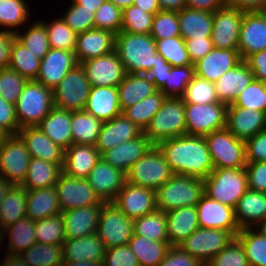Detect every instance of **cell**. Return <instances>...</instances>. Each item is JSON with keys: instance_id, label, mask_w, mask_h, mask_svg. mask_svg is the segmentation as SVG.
Returning <instances> with one entry per match:
<instances>
[{"instance_id": "cell-1", "label": "cell", "mask_w": 266, "mask_h": 266, "mask_svg": "<svg viewBox=\"0 0 266 266\" xmlns=\"http://www.w3.org/2000/svg\"><path fill=\"white\" fill-rule=\"evenodd\" d=\"M173 174L205 179L214 170L207 143L202 136L182 135L156 145Z\"/></svg>"}, {"instance_id": "cell-2", "label": "cell", "mask_w": 266, "mask_h": 266, "mask_svg": "<svg viewBox=\"0 0 266 266\" xmlns=\"http://www.w3.org/2000/svg\"><path fill=\"white\" fill-rule=\"evenodd\" d=\"M115 51L127 73L147 74L157 63L156 41L150 34L121 31L115 36Z\"/></svg>"}, {"instance_id": "cell-3", "label": "cell", "mask_w": 266, "mask_h": 266, "mask_svg": "<svg viewBox=\"0 0 266 266\" xmlns=\"http://www.w3.org/2000/svg\"><path fill=\"white\" fill-rule=\"evenodd\" d=\"M155 192L157 209L163 212L196 206L204 195V180L194 176L173 174Z\"/></svg>"}, {"instance_id": "cell-4", "label": "cell", "mask_w": 266, "mask_h": 266, "mask_svg": "<svg viewBox=\"0 0 266 266\" xmlns=\"http://www.w3.org/2000/svg\"><path fill=\"white\" fill-rule=\"evenodd\" d=\"M14 105L20 129L38 126L54 108L53 90L28 80Z\"/></svg>"}, {"instance_id": "cell-5", "label": "cell", "mask_w": 266, "mask_h": 266, "mask_svg": "<svg viewBox=\"0 0 266 266\" xmlns=\"http://www.w3.org/2000/svg\"><path fill=\"white\" fill-rule=\"evenodd\" d=\"M153 145L186 135L185 103L182 98L166 97L144 131Z\"/></svg>"}, {"instance_id": "cell-6", "label": "cell", "mask_w": 266, "mask_h": 266, "mask_svg": "<svg viewBox=\"0 0 266 266\" xmlns=\"http://www.w3.org/2000/svg\"><path fill=\"white\" fill-rule=\"evenodd\" d=\"M204 180V194L223 205L235 208L248 190L245 167L214 169Z\"/></svg>"}, {"instance_id": "cell-7", "label": "cell", "mask_w": 266, "mask_h": 266, "mask_svg": "<svg viewBox=\"0 0 266 266\" xmlns=\"http://www.w3.org/2000/svg\"><path fill=\"white\" fill-rule=\"evenodd\" d=\"M214 169L246 166L245 141L237 139L226 127L204 136Z\"/></svg>"}, {"instance_id": "cell-8", "label": "cell", "mask_w": 266, "mask_h": 266, "mask_svg": "<svg viewBox=\"0 0 266 266\" xmlns=\"http://www.w3.org/2000/svg\"><path fill=\"white\" fill-rule=\"evenodd\" d=\"M173 175L171 168L156 145L138 159L126 173V182L157 190Z\"/></svg>"}, {"instance_id": "cell-9", "label": "cell", "mask_w": 266, "mask_h": 266, "mask_svg": "<svg viewBox=\"0 0 266 266\" xmlns=\"http://www.w3.org/2000/svg\"><path fill=\"white\" fill-rule=\"evenodd\" d=\"M53 90L54 107L83 111L91 90L84 68L77 64Z\"/></svg>"}, {"instance_id": "cell-10", "label": "cell", "mask_w": 266, "mask_h": 266, "mask_svg": "<svg viewBox=\"0 0 266 266\" xmlns=\"http://www.w3.org/2000/svg\"><path fill=\"white\" fill-rule=\"evenodd\" d=\"M133 221L113 202H104L96 234L106 249L126 245L134 234Z\"/></svg>"}, {"instance_id": "cell-11", "label": "cell", "mask_w": 266, "mask_h": 266, "mask_svg": "<svg viewBox=\"0 0 266 266\" xmlns=\"http://www.w3.org/2000/svg\"><path fill=\"white\" fill-rule=\"evenodd\" d=\"M227 105L185 103L186 135L206 136L226 127Z\"/></svg>"}, {"instance_id": "cell-12", "label": "cell", "mask_w": 266, "mask_h": 266, "mask_svg": "<svg viewBox=\"0 0 266 266\" xmlns=\"http://www.w3.org/2000/svg\"><path fill=\"white\" fill-rule=\"evenodd\" d=\"M234 238L228 230L199 227L178 246L202 263H207Z\"/></svg>"}, {"instance_id": "cell-13", "label": "cell", "mask_w": 266, "mask_h": 266, "mask_svg": "<svg viewBox=\"0 0 266 266\" xmlns=\"http://www.w3.org/2000/svg\"><path fill=\"white\" fill-rule=\"evenodd\" d=\"M31 156L18 135H10L0 146V177L13 185L26 178Z\"/></svg>"}, {"instance_id": "cell-14", "label": "cell", "mask_w": 266, "mask_h": 266, "mask_svg": "<svg viewBox=\"0 0 266 266\" xmlns=\"http://www.w3.org/2000/svg\"><path fill=\"white\" fill-rule=\"evenodd\" d=\"M54 188L62 212L104 203L86 179L74 178L62 173Z\"/></svg>"}, {"instance_id": "cell-15", "label": "cell", "mask_w": 266, "mask_h": 266, "mask_svg": "<svg viewBox=\"0 0 266 266\" xmlns=\"http://www.w3.org/2000/svg\"><path fill=\"white\" fill-rule=\"evenodd\" d=\"M80 64L85 70L91 87H117L127 74L115 50Z\"/></svg>"}, {"instance_id": "cell-16", "label": "cell", "mask_w": 266, "mask_h": 266, "mask_svg": "<svg viewBox=\"0 0 266 266\" xmlns=\"http://www.w3.org/2000/svg\"><path fill=\"white\" fill-rule=\"evenodd\" d=\"M244 11L229 5L213 12L210 39L214 48L238 49L239 34Z\"/></svg>"}, {"instance_id": "cell-17", "label": "cell", "mask_w": 266, "mask_h": 266, "mask_svg": "<svg viewBox=\"0 0 266 266\" xmlns=\"http://www.w3.org/2000/svg\"><path fill=\"white\" fill-rule=\"evenodd\" d=\"M130 219H137L157 209L153 189L126 182L112 201Z\"/></svg>"}, {"instance_id": "cell-18", "label": "cell", "mask_w": 266, "mask_h": 266, "mask_svg": "<svg viewBox=\"0 0 266 266\" xmlns=\"http://www.w3.org/2000/svg\"><path fill=\"white\" fill-rule=\"evenodd\" d=\"M266 49V11L244 12L238 50L242 60Z\"/></svg>"}, {"instance_id": "cell-19", "label": "cell", "mask_w": 266, "mask_h": 266, "mask_svg": "<svg viewBox=\"0 0 266 266\" xmlns=\"http://www.w3.org/2000/svg\"><path fill=\"white\" fill-rule=\"evenodd\" d=\"M86 180L103 202H112L126 183V174L100 158Z\"/></svg>"}, {"instance_id": "cell-20", "label": "cell", "mask_w": 266, "mask_h": 266, "mask_svg": "<svg viewBox=\"0 0 266 266\" xmlns=\"http://www.w3.org/2000/svg\"><path fill=\"white\" fill-rule=\"evenodd\" d=\"M196 209L199 227L228 230L234 236L240 231L234 208L223 205L204 194L197 203Z\"/></svg>"}, {"instance_id": "cell-21", "label": "cell", "mask_w": 266, "mask_h": 266, "mask_svg": "<svg viewBox=\"0 0 266 266\" xmlns=\"http://www.w3.org/2000/svg\"><path fill=\"white\" fill-rule=\"evenodd\" d=\"M78 62L74 51L50 49L41 59L37 82L54 89Z\"/></svg>"}, {"instance_id": "cell-22", "label": "cell", "mask_w": 266, "mask_h": 266, "mask_svg": "<svg viewBox=\"0 0 266 266\" xmlns=\"http://www.w3.org/2000/svg\"><path fill=\"white\" fill-rule=\"evenodd\" d=\"M226 128L243 141L266 129V114L259 110L227 106Z\"/></svg>"}, {"instance_id": "cell-23", "label": "cell", "mask_w": 266, "mask_h": 266, "mask_svg": "<svg viewBox=\"0 0 266 266\" xmlns=\"http://www.w3.org/2000/svg\"><path fill=\"white\" fill-rule=\"evenodd\" d=\"M241 61L238 49L213 48L205 57L194 64L195 75L214 83Z\"/></svg>"}, {"instance_id": "cell-24", "label": "cell", "mask_w": 266, "mask_h": 266, "mask_svg": "<svg viewBox=\"0 0 266 266\" xmlns=\"http://www.w3.org/2000/svg\"><path fill=\"white\" fill-rule=\"evenodd\" d=\"M115 36L116 34L112 31L98 28L77 34L74 53L78 64L114 51Z\"/></svg>"}, {"instance_id": "cell-25", "label": "cell", "mask_w": 266, "mask_h": 266, "mask_svg": "<svg viewBox=\"0 0 266 266\" xmlns=\"http://www.w3.org/2000/svg\"><path fill=\"white\" fill-rule=\"evenodd\" d=\"M143 131L123 113L103 123L95 147L100 155L117 145L138 137Z\"/></svg>"}, {"instance_id": "cell-26", "label": "cell", "mask_w": 266, "mask_h": 266, "mask_svg": "<svg viewBox=\"0 0 266 266\" xmlns=\"http://www.w3.org/2000/svg\"><path fill=\"white\" fill-rule=\"evenodd\" d=\"M152 146L153 144L142 132L138 137L117 145L103 152L100 156L108 164L126 174L131 166L144 156Z\"/></svg>"}, {"instance_id": "cell-27", "label": "cell", "mask_w": 266, "mask_h": 266, "mask_svg": "<svg viewBox=\"0 0 266 266\" xmlns=\"http://www.w3.org/2000/svg\"><path fill=\"white\" fill-rule=\"evenodd\" d=\"M102 205L95 204L62 212L66 239L96 233Z\"/></svg>"}, {"instance_id": "cell-28", "label": "cell", "mask_w": 266, "mask_h": 266, "mask_svg": "<svg viewBox=\"0 0 266 266\" xmlns=\"http://www.w3.org/2000/svg\"><path fill=\"white\" fill-rule=\"evenodd\" d=\"M254 79L253 72L245 60L225 72L218 81L214 82L218 102L227 106L233 104L241 91Z\"/></svg>"}, {"instance_id": "cell-29", "label": "cell", "mask_w": 266, "mask_h": 266, "mask_svg": "<svg viewBox=\"0 0 266 266\" xmlns=\"http://www.w3.org/2000/svg\"><path fill=\"white\" fill-rule=\"evenodd\" d=\"M17 135L26 145L31 158L63 163L65 150L53 143L37 126L23 127Z\"/></svg>"}, {"instance_id": "cell-30", "label": "cell", "mask_w": 266, "mask_h": 266, "mask_svg": "<svg viewBox=\"0 0 266 266\" xmlns=\"http://www.w3.org/2000/svg\"><path fill=\"white\" fill-rule=\"evenodd\" d=\"M100 158L95 146L72 144L65 150L62 171L65 175L86 179Z\"/></svg>"}, {"instance_id": "cell-31", "label": "cell", "mask_w": 266, "mask_h": 266, "mask_svg": "<svg viewBox=\"0 0 266 266\" xmlns=\"http://www.w3.org/2000/svg\"><path fill=\"white\" fill-rule=\"evenodd\" d=\"M84 111L103 122L120 115L117 87H91Z\"/></svg>"}, {"instance_id": "cell-32", "label": "cell", "mask_w": 266, "mask_h": 266, "mask_svg": "<svg viewBox=\"0 0 266 266\" xmlns=\"http://www.w3.org/2000/svg\"><path fill=\"white\" fill-rule=\"evenodd\" d=\"M106 247L96 233L63 242V261H102Z\"/></svg>"}, {"instance_id": "cell-33", "label": "cell", "mask_w": 266, "mask_h": 266, "mask_svg": "<svg viewBox=\"0 0 266 266\" xmlns=\"http://www.w3.org/2000/svg\"><path fill=\"white\" fill-rule=\"evenodd\" d=\"M167 238L171 246H178L199 228L196 206L181 207L166 212Z\"/></svg>"}, {"instance_id": "cell-34", "label": "cell", "mask_w": 266, "mask_h": 266, "mask_svg": "<svg viewBox=\"0 0 266 266\" xmlns=\"http://www.w3.org/2000/svg\"><path fill=\"white\" fill-rule=\"evenodd\" d=\"M234 211L240 229L256 227L266 218V193L248 189Z\"/></svg>"}, {"instance_id": "cell-35", "label": "cell", "mask_w": 266, "mask_h": 266, "mask_svg": "<svg viewBox=\"0 0 266 266\" xmlns=\"http://www.w3.org/2000/svg\"><path fill=\"white\" fill-rule=\"evenodd\" d=\"M117 89L122 112L158 91L147 74L133 73H127Z\"/></svg>"}, {"instance_id": "cell-36", "label": "cell", "mask_w": 266, "mask_h": 266, "mask_svg": "<svg viewBox=\"0 0 266 266\" xmlns=\"http://www.w3.org/2000/svg\"><path fill=\"white\" fill-rule=\"evenodd\" d=\"M37 127L64 150L73 144L70 111L54 107Z\"/></svg>"}, {"instance_id": "cell-37", "label": "cell", "mask_w": 266, "mask_h": 266, "mask_svg": "<svg viewBox=\"0 0 266 266\" xmlns=\"http://www.w3.org/2000/svg\"><path fill=\"white\" fill-rule=\"evenodd\" d=\"M61 213L54 186L27 190L26 217L38 221Z\"/></svg>"}, {"instance_id": "cell-38", "label": "cell", "mask_w": 266, "mask_h": 266, "mask_svg": "<svg viewBox=\"0 0 266 266\" xmlns=\"http://www.w3.org/2000/svg\"><path fill=\"white\" fill-rule=\"evenodd\" d=\"M63 163L31 158L25 180L21 184L26 190L53 187L59 180Z\"/></svg>"}, {"instance_id": "cell-39", "label": "cell", "mask_w": 266, "mask_h": 266, "mask_svg": "<svg viewBox=\"0 0 266 266\" xmlns=\"http://www.w3.org/2000/svg\"><path fill=\"white\" fill-rule=\"evenodd\" d=\"M178 22L183 39L210 37L213 29V13L183 8L178 11Z\"/></svg>"}, {"instance_id": "cell-40", "label": "cell", "mask_w": 266, "mask_h": 266, "mask_svg": "<svg viewBox=\"0 0 266 266\" xmlns=\"http://www.w3.org/2000/svg\"><path fill=\"white\" fill-rule=\"evenodd\" d=\"M128 246L137 256L139 266H159L171 247L168 241H155L136 234Z\"/></svg>"}, {"instance_id": "cell-41", "label": "cell", "mask_w": 266, "mask_h": 266, "mask_svg": "<svg viewBox=\"0 0 266 266\" xmlns=\"http://www.w3.org/2000/svg\"><path fill=\"white\" fill-rule=\"evenodd\" d=\"M103 123L84 110L71 112L73 144L95 146Z\"/></svg>"}, {"instance_id": "cell-42", "label": "cell", "mask_w": 266, "mask_h": 266, "mask_svg": "<svg viewBox=\"0 0 266 266\" xmlns=\"http://www.w3.org/2000/svg\"><path fill=\"white\" fill-rule=\"evenodd\" d=\"M27 190L22 185H12L0 206V224L7 228L26 217Z\"/></svg>"}, {"instance_id": "cell-43", "label": "cell", "mask_w": 266, "mask_h": 266, "mask_svg": "<svg viewBox=\"0 0 266 266\" xmlns=\"http://www.w3.org/2000/svg\"><path fill=\"white\" fill-rule=\"evenodd\" d=\"M5 235L9 237L7 254L20 255L37 243L35 221H32L29 217L21 218L5 228Z\"/></svg>"}, {"instance_id": "cell-44", "label": "cell", "mask_w": 266, "mask_h": 266, "mask_svg": "<svg viewBox=\"0 0 266 266\" xmlns=\"http://www.w3.org/2000/svg\"><path fill=\"white\" fill-rule=\"evenodd\" d=\"M235 237L240 241L250 266H266V236L257 227L241 228Z\"/></svg>"}, {"instance_id": "cell-45", "label": "cell", "mask_w": 266, "mask_h": 266, "mask_svg": "<svg viewBox=\"0 0 266 266\" xmlns=\"http://www.w3.org/2000/svg\"><path fill=\"white\" fill-rule=\"evenodd\" d=\"M165 99L166 96L158 90L135 105L126 108L122 113L144 132Z\"/></svg>"}, {"instance_id": "cell-46", "label": "cell", "mask_w": 266, "mask_h": 266, "mask_svg": "<svg viewBox=\"0 0 266 266\" xmlns=\"http://www.w3.org/2000/svg\"><path fill=\"white\" fill-rule=\"evenodd\" d=\"M40 65L41 59L37 58L36 55L14 38L12 42L10 64L8 67L15 70L27 80H35Z\"/></svg>"}, {"instance_id": "cell-47", "label": "cell", "mask_w": 266, "mask_h": 266, "mask_svg": "<svg viewBox=\"0 0 266 266\" xmlns=\"http://www.w3.org/2000/svg\"><path fill=\"white\" fill-rule=\"evenodd\" d=\"M133 230L134 234L151 240L168 241L166 212L156 209L145 216L134 219Z\"/></svg>"}, {"instance_id": "cell-48", "label": "cell", "mask_w": 266, "mask_h": 266, "mask_svg": "<svg viewBox=\"0 0 266 266\" xmlns=\"http://www.w3.org/2000/svg\"><path fill=\"white\" fill-rule=\"evenodd\" d=\"M20 256L29 266H62L63 245L35 243Z\"/></svg>"}, {"instance_id": "cell-49", "label": "cell", "mask_w": 266, "mask_h": 266, "mask_svg": "<svg viewBox=\"0 0 266 266\" xmlns=\"http://www.w3.org/2000/svg\"><path fill=\"white\" fill-rule=\"evenodd\" d=\"M28 7L26 0H0V27L16 33L17 28L30 20Z\"/></svg>"}, {"instance_id": "cell-50", "label": "cell", "mask_w": 266, "mask_h": 266, "mask_svg": "<svg viewBox=\"0 0 266 266\" xmlns=\"http://www.w3.org/2000/svg\"><path fill=\"white\" fill-rule=\"evenodd\" d=\"M15 38L39 59H43L51 49L45 25L40 20L34 21L23 33L17 31Z\"/></svg>"}, {"instance_id": "cell-51", "label": "cell", "mask_w": 266, "mask_h": 266, "mask_svg": "<svg viewBox=\"0 0 266 266\" xmlns=\"http://www.w3.org/2000/svg\"><path fill=\"white\" fill-rule=\"evenodd\" d=\"M35 235L39 244L63 245L66 236L62 213L35 221Z\"/></svg>"}, {"instance_id": "cell-52", "label": "cell", "mask_w": 266, "mask_h": 266, "mask_svg": "<svg viewBox=\"0 0 266 266\" xmlns=\"http://www.w3.org/2000/svg\"><path fill=\"white\" fill-rule=\"evenodd\" d=\"M41 21L45 25L51 49H62L75 52L77 34L62 18H55L49 23H47V21Z\"/></svg>"}, {"instance_id": "cell-53", "label": "cell", "mask_w": 266, "mask_h": 266, "mask_svg": "<svg viewBox=\"0 0 266 266\" xmlns=\"http://www.w3.org/2000/svg\"><path fill=\"white\" fill-rule=\"evenodd\" d=\"M195 76L194 64L172 67L168 70V77L160 91L166 97L182 98L186 87Z\"/></svg>"}, {"instance_id": "cell-54", "label": "cell", "mask_w": 266, "mask_h": 266, "mask_svg": "<svg viewBox=\"0 0 266 266\" xmlns=\"http://www.w3.org/2000/svg\"><path fill=\"white\" fill-rule=\"evenodd\" d=\"M157 52L174 67L192 64L182 37L155 39Z\"/></svg>"}, {"instance_id": "cell-55", "label": "cell", "mask_w": 266, "mask_h": 266, "mask_svg": "<svg viewBox=\"0 0 266 266\" xmlns=\"http://www.w3.org/2000/svg\"><path fill=\"white\" fill-rule=\"evenodd\" d=\"M154 14L147 13L135 5L122 10L121 31L135 34H150Z\"/></svg>"}, {"instance_id": "cell-56", "label": "cell", "mask_w": 266, "mask_h": 266, "mask_svg": "<svg viewBox=\"0 0 266 266\" xmlns=\"http://www.w3.org/2000/svg\"><path fill=\"white\" fill-rule=\"evenodd\" d=\"M228 106L259 110L266 114V82L253 79L250 84L240 92L233 104Z\"/></svg>"}, {"instance_id": "cell-57", "label": "cell", "mask_w": 266, "mask_h": 266, "mask_svg": "<svg viewBox=\"0 0 266 266\" xmlns=\"http://www.w3.org/2000/svg\"><path fill=\"white\" fill-rule=\"evenodd\" d=\"M182 99L184 103L194 104H207L218 102L214 83L199 78L196 75L186 87Z\"/></svg>"}, {"instance_id": "cell-58", "label": "cell", "mask_w": 266, "mask_h": 266, "mask_svg": "<svg viewBox=\"0 0 266 266\" xmlns=\"http://www.w3.org/2000/svg\"><path fill=\"white\" fill-rule=\"evenodd\" d=\"M150 35L154 39L181 37L178 12L160 11L154 15Z\"/></svg>"}, {"instance_id": "cell-59", "label": "cell", "mask_w": 266, "mask_h": 266, "mask_svg": "<svg viewBox=\"0 0 266 266\" xmlns=\"http://www.w3.org/2000/svg\"><path fill=\"white\" fill-rule=\"evenodd\" d=\"M95 28L112 31L116 35L121 32L122 10L111 0H105L94 14Z\"/></svg>"}, {"instance_id": "cell-60", "label": "cell", "mask_w": 266, "mask_h": 266, "mask_svg": "<svg viewBox=\"0 0 266 266\" xmlns=\"http://www.w3.org/2000/svg\"><path fill=\"white\" fill-rule=\"evenodd\" d=\"M94 14V9L84 8L72 1L61 18L76 34H79L95 28Z\"/></svg>"}, {"instance_id": "cell-61", "label": "cell", "mask_w": 266, "mask_h": 266, "mask_svg": "<svg viewBox=\"0 0 266 266\" xmlns=\"http://www.w3.org/2000/svg\"><path fill=\"white\" fill-rule=\"evenodd\" d=\"M28 80L15 70L0 68V96L7 102L15 104Z\"/></svg>"}, {"instance_id": "cell-62", "label": "cell", "mask_w": 266, "mask_h": 266, "mask_svg": "<svg viewBox=\"0 0 266 266\" xmlns=\"http://www.w3.org/2000/svg\"><path fill=\"white\" fill-rule=\"evenodd\" d=\"M209 263L212 266H250L245 251L236 237Z\"/></svg>"}, {"instance_id": "cell-63", "label": "cell", "mask_w": 266, "mask_h": 266, "mask_svg": "<svg viewBox=\"0 0 266 266\" xmlns=\"http://www.w3.org/2000/svg\"><path fill=\"white\" fill-rule=\"evenodd\" d=\"M103 266H139L137 256L128 244L106 250L102 260Z\"/></svg>"}, {"instance_id": "cell-64", "label": "cell", "mask_w": 266, "mask_h": 266, "mask_svg": "<svg viewBox=\"0 0 266 266\" xmlns=\"http://www.w3.org/2000/svg\"><path fill=\"white\" fill-rule=\"evenodd\" d=\"M246 162H266V129L245 141Z\"/></svg>"}, {"instance_id": "cell-65", "label": "cell", "mask_w": 266, "mask_h": 266, "mask_svg": "<svg viewBox=\"0 0 266 266\" xmlns=\"http://www.w3.org/2000/svg\"><path fill=\"white\" fill-rule=\"evenodd\" d=\"M248 189L266 193V162L246 163Z\"/></svg>"}, {"instance_id": "cell-66", "label": "cell", "mask_w": 266, "mask_h": 266, "mask_svg": "<svg viewBox=\"0 0 266 266\" xmlns=\"http://www.w3.org/2000/svg\"><path fill=\"white\" fill-rule=\"evenodd\" d=\"M202 262L179 246H171L159 266H200Z\"/></svg>"}, {"instance_id": "cell-67", "label": "cell", "mask_w": 266, "mask_h": 266, "mask_svg": "<svg viewBox=\"0 0 266 266\" xmlns=\"http://www.w3.org/2000/svg\"><path fill=\"white\" fill-rule=\"evenodd\" d=\"M184 40L192 64H195L197 61L205 57L214 48L210 37Z\"/></svg>"}, {"instance_id": "cell-68", "label": "cell", "mask_w": 266, "mask_h": 266, "mask_svg": "<svg viewBox=\"0 0 266 266\" xmlns=\"http://www.w3.org/2000/svg\"><path fill=\"white\" fill-rule=\"evenodd\" d=\"M0 126L6 129L11 135H17L20 127L17 121L15 105L5 101L0 96Z\"/></svg>"}, {"instance_id": "cell-69", "label": "cell", "mask_w": 266, "mask_h": 266, "mask_svg": "<svg viewBox=\"0 0 266 266\" xmlns=\"http://www.w3.org/2000/svg\"><path fill=\"white\" fill-rule=\"evenodd\" d=\"M156 58L157 63L154 64L153 68L149 70L147 75L155 83L156 88L160 90L166 83L168 70H171L173 66L158 52L156 53Z\"/></svg>"}, {"instance_id": "cell-70", "label": "cell", "mask_w": 266, "mask_h": 266, "mask_svg": "<svg viewBox=\"0 0 266 266\" xmlns=\"http://www.w3.org/2000/svg\"><path fill=\"white\" fill-rule=\"evenodd\" d=\"M245 61L253 72L254 79L266 82V49L250 55Z\"/></svg>"}, {"instance_id": "cell-71", "label": "cell", "mask_w": 266, "mask_h": 266, "mask_svg": "<svg viewBox=\"0 0 266 266\" xmlns=\"http://www.w3.org/2000/svg\"><path fill=\"white\" fill-rule=\"evenodd\" d=\"M15 33L11 31H0V68H7L10 64L12 42Z\"/></svg>"}, {"instance_id": "cell-72", "label": "cell", "mask_w": 266, "mask_h": 266, "mask_svg": "<svg viewBox=\"0 0 266 266\" xmlns=\"http://www.w3.org/2000/svg\"><path fill=\"white\" fill-rule=\"evenodd\" d=\"M229 0H187L186 8L210 13L228 6Z\"/></svg>"}, {"instance_id": "cell-73", "label": "cell", "mask_w": 266, "mask_h": 266, "mask_svg": "<svg viewBox=\"0 0 266 266\" xmlns=\"http://www.w3.org/2000/svg\"><path fill=\"white\" fill-rule=\"evenodd\" d=\"M228 5L244 12L266 11V0H229Z\"/></svg>"}, {"instance_id": "cell-74", "label": "cell", "mask_w": 266, "mask_h": 266, "mask_svg": "<svg viewBox=\"0 0 266 266\" xmlns=\"http://www.w3.org/2000/svg\"><path fill=\"white\" fill-rule=\"evenodd\" d=\"M133 5L154 15L161 11L158 0H134Z\"/></svg>"}, {"instance_id": "cell-75", "label": "cell", "mask_w": 266, "mask_h": 266, "mask_svg": "<svg viewBox=\"0 0 266 266\" xmlns=\"http://www.w3.org/2000/svg\"><path fill=\"white\" fill-rule=\"evenodd\" d=\"M187 0H158L161 11H181Z\"/></svg>"}, {"instance_id": "cell-76", "label": "cell", "mask_w": 266, "mask_h": 266, "mask_svg": "<svg viewBox=\"0 0 266 266\" xmlns=\"http://www.w3.org/2000/svg\"><path fill=\"white\" fill-rule=\"evenodd\" d=\"M3 262L0 266H29L20 255L5 254Z\"/></svg>"}, {"instance_id": "cell-77", "label": "cell", "mask_w": 266, "mask_h": 266, "mask_svg": "<svg viewBox=\"0 0 266 266\" xmlns=\"http://www.w3.org/2000/svg\"><path fill=\"white\" fill-rule=\"evenodd\" d=\"M75 4L87 9H94V12L103 4L105 0H72Z\"/></svg>"}, {"instance_id": "cell-78", "label": "cell", "mask_w": 266, "mask_h": 266, "mask_svg": "<svg viewBox=\"0 0 266 266\" xmlns=\"http://www.w3.org/2000/svg\"><path fill=\"white\" fill-rule=\"evenodd\" d=\"M62 266H103V265H102V261L91 262L89 260H84V261H77V262L63 261Z\"/></svg>"}, {"instance_id": "cell-79", "label": "cell", "mask_w": 266, "mask_h": 266, "mask_svg": "<svg viewBox=\"0 0 266 266\" xmlns=\"http://www.w3.org/2000/svg\"><path fill=\"white\" fill-rule=\"evenodd\" d=\"M12 185V183L0 177V206L1 202L3 201L4 197L6 196Z\"/></svg>"}, {"instance_id": "cell-80", "label": "cell", "mask_w": 266, "mask_h": 266, "mask_svg": "<svg viewBox=\"0 0 266 266\" xmlns=\"http://www.w3.org/2000/svg\"><path fill=\"white\" fill-rule=\"evenodd\" d=\"M121 10L133 5L134 0H111Z\"/></svg>"}]
</instances>
